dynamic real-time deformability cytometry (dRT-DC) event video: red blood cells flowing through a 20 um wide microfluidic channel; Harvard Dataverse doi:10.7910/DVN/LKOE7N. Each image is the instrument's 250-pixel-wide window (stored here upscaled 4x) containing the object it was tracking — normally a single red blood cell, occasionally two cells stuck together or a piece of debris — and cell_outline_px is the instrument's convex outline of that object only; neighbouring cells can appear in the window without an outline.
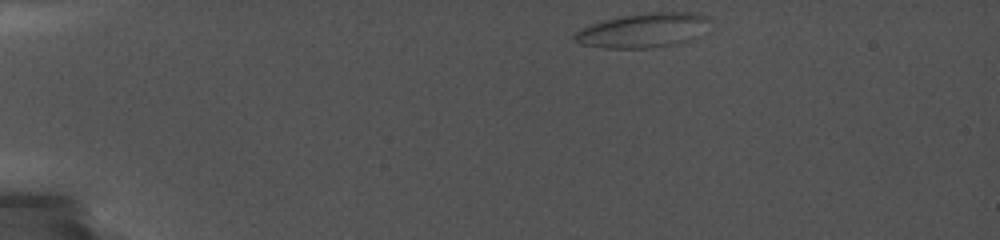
{"species": "common noctule bat (a hibernating species)", "species_latin": "Nyctalus noctula", "temperature_condition": "cold", "stored_images_in_passage": 67, "camera_frame_rate_fps": 5000, "um_per_image_px": 0.085, "animal": {"sex": "female", "body_mass_g": 19.0, "forearm_length_mm": 56.7}, "frame": {"image": 1, "passage_image": 1, "time_ms": 0.0, "image_size_px": [1000, 240], "cell_outline_px": [[712, 20], [708, 32], [688, 40], [676, 44], [648, 48], [604, 48], [580, 44], [572, 40], [572, 36], [576, 32], [592, 24], [604, 20], [624, 16], [648, 12], [700, 12], [708, 16]], "centroid_in_image_um": [54.78, 2.57], "position_along_channel_um": 30.2, "area_um2": 27.57}}
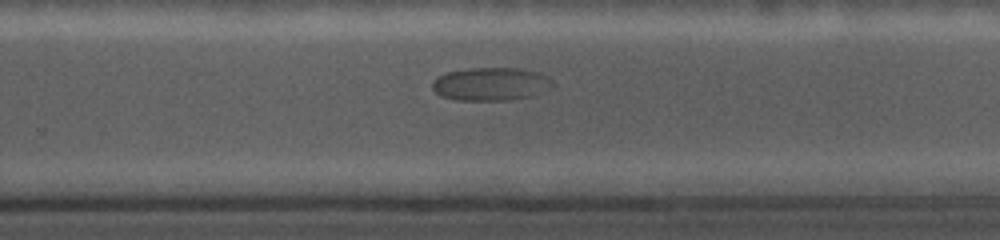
{"frame": {"image": 2, "passage_image": 55, "time_ms": 10.0, "image_size_px": [1000, 240], "cell_outline_px": [[552, 88], [532, 96], [508, 100], [456, 100], [440, 96], [432, 88], [432, 80], [448, 72], [472, 68], [520, 68], [536, 72], [548, 76], [552, 80]], "centroid_in_image_um": [41.73, 7.15], "position_along_channel_um": 288.1, "area_um2": 23.24}}
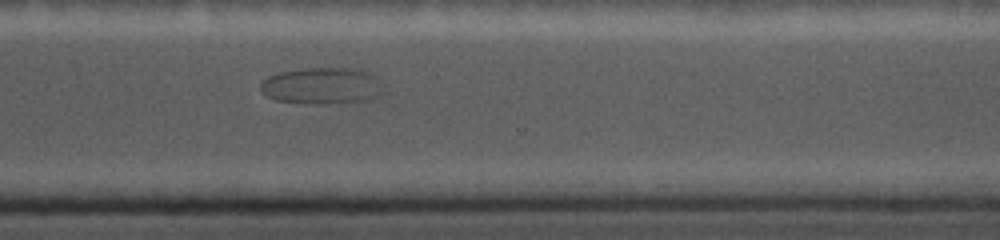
{"frame": {"image": 3, "passage_image": 66, "time_ms": 11.6, "image_size_px": [1000, 240], "cell_outline_px": [[380, 92], [364, 100], [316, 104], [312, 104], [276, 100], [268, 96], [260, 88], [260, 84], [268, 76], [280, 72], [308, 68], [360, 68], [368, 72], [380, 80]], "centroid_in_image_um": [27.32, 7.27], "position_along_channel_um": 343.3, "area_um2": 25.61}}